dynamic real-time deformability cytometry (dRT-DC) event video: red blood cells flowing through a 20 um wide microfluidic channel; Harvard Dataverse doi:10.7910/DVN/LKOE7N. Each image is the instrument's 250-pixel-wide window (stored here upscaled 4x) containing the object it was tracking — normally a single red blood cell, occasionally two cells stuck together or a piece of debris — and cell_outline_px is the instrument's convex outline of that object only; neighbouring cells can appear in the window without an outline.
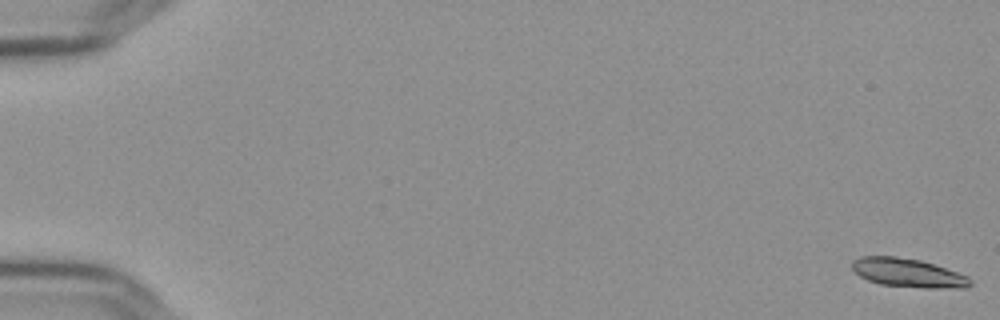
{"species": "Egyptian fruit bat (a non-hibernating species)", "species_latin": "Rousettus aegyptiacus", "temperature_condition": "cold", "stored_images_in_passage": 57, "camera_frame_rate_fps": 3000, "um_per_image_px": 0.085, "frame": {"image": 1, "passage_image": 1, "time_ms": 0.0, "image_size_px": [1000, 320], "cell_outline_px": [[972, 284], [968, 288], [924, 288], [880, 284], [868, 280], [860, 276], [852, 268], [852, 260], [860, 256], [896, 256], [920, 260], [968, 276], [972, 280]], "centroid_in_image_um": [77.18, 23.19], "position_along_channel_um": 7.8, "area_um2": 19.77}}
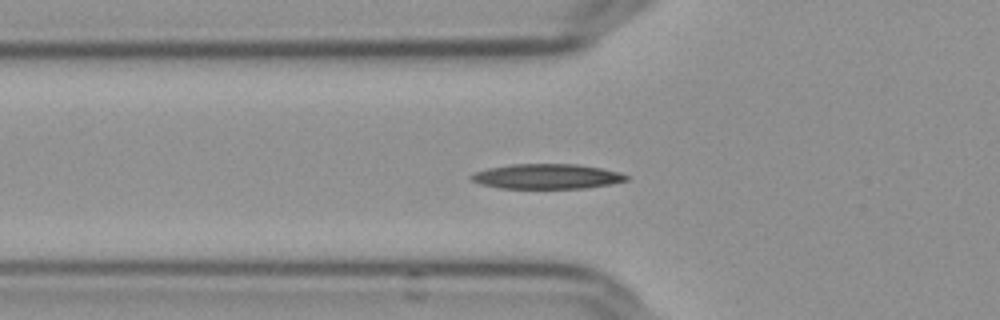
{"frame": {"image": 2, "passage_image": 21, "time_ms": 6.667, "image_size_px": [1000, 320], "cell_outline_px": [[628, 180], [608, 184], [584, 188], [500, 188], [480, 184], [472, 180], [468, 176], [476, 172], [488, 168], [512, 164], [580, 164], [620, 172], [628, 176]], "centroid_in_image_um": [46.47, 14.99], "position_along_channel_um": 79.3, "area_um2": 22.43}}
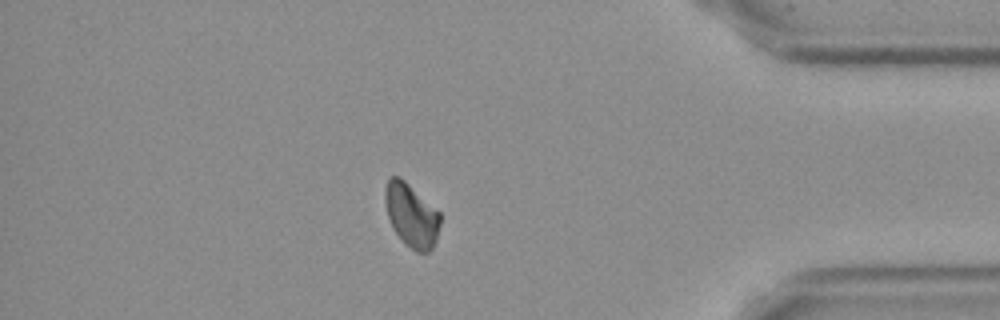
{"frame": {"image": 3, "passage_image": 50, "time_ms": 16.333, "image_size_px": [1000, 320], "cell_outline_px": [[440, 224], [436, 240], [432, 248], [428, 252], [416, 252], [392, 228], [388, 216], [384, 196], [384, 192], [388, 180], [392, 176], [400, 176], [440, 212]], "centroid_in_image_um": [34.98, 18.27], "position_along_channel_um": 400.2, "area_um2": 20.06}, "authors_computed_cell_mechanics": {"area_um2": 20.808, "velocity_mm_per_s": 3.6233, "shape_relaxation_time_tau1_ms": 2.8802, "shape_relaxation_time_tau2_ms": null, "deformation_change_tau1": 0.0951, "deformation_change_tau2": null}}